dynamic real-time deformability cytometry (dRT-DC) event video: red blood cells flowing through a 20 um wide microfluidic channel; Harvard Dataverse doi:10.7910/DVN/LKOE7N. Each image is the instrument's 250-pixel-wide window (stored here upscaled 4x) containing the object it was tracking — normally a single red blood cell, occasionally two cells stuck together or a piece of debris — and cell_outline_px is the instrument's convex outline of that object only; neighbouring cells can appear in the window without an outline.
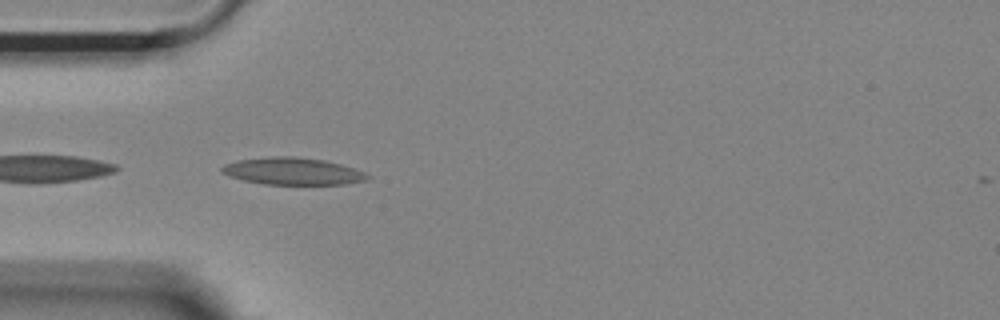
{"species": "Egyptian fruit bat (a non-hibernating species)", "species_latin": "Rousettus aegyptiacus", "temperature_condition": "room temperature", "stored_images_in_passage": 37, "camera_frame_rate_fps": 3000, "um_per_image_px": 0.085, "animal": {"sex": "female"}, "frame": {"image": 1, "passage_image": 1, "time_ms": 0.0, "image_size_px": [1000, 320], "cell_outline_px": [[372, 176], [368, 180], [344, 184], [264, 184], [244, 180], [228, 176], [220, 172], [220, 168], [224, 164], [236, 160], [276, 156], [292, 156], [324, 160], [340, 164], [364, 172]], "centroid_in_image_um": [24.85, 14.55], "position_along_channel_um": 60.1, "area_um2": 23.0}}
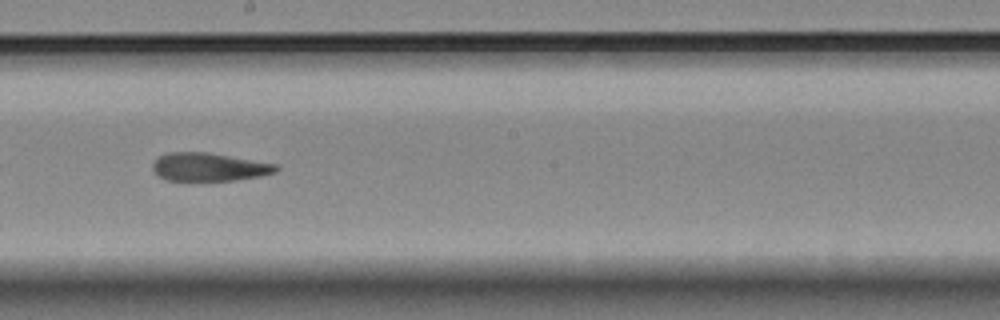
{"frame": {"image": 2, "passage_image": 15, "time_ms": 4.667, "image_size_px": [1000, 320], "cell_outline_px": [[280, 168], [276, 172], [260, 176], [236, 180], [168, 180], [152, 172], [152, 164], [160, 156], [168, 152], [208, 152], [276, 164]], "centroid_in_image_um": [17.77, 14.19], "position_along_channel_um": 230.4, "area_um2": 20.17}}
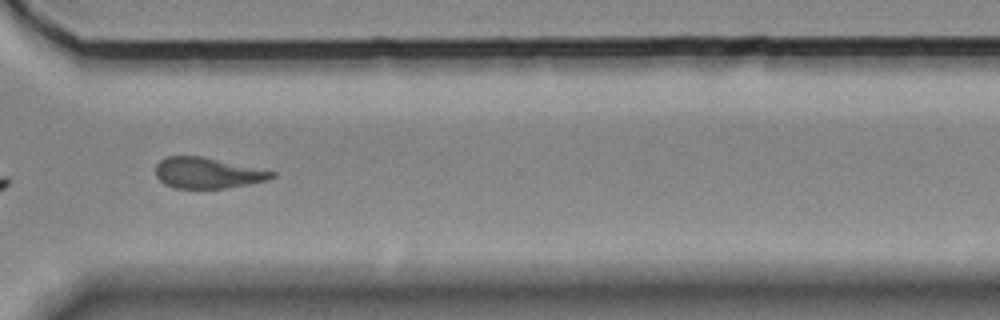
{"frame": {"image": 3, "passage_image": 25, "time_ms": 8.0, "image_size_px": [1000, 320], "cell_outline_px": [[276, 176], [268, 180], [248, 184], [224, 188], [172, 188], [164, 184], [156, 176], [156, 164], [160, 160], [168, 156], [200, 156], [276, 172]], "centroid_in_image_um": [17.61, 14.71], "position_along_channel_um": 353.0, "area_um2": 20.69}, "authors_computed_cell_mechanics": {"area_um2": 21.5016, "velocity_mm_per_s": 3.6782, "shape_relaxation_time_tau1_ms": null, "shape_relaxation_time_tau2_ms": 3.5406, "deformation_change_tau1": null, "deformation_change_tau2": 0.1102}}